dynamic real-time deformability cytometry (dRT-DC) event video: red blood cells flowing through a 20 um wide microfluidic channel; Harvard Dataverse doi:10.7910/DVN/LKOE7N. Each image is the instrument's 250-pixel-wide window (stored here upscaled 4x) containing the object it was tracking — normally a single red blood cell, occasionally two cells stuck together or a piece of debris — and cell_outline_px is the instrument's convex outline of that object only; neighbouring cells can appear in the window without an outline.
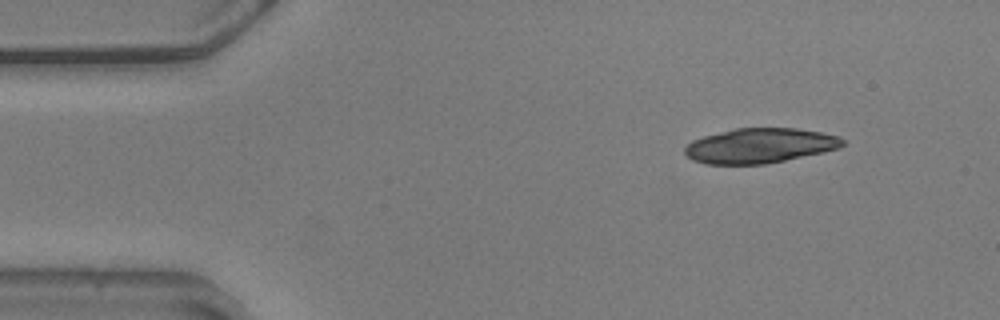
{"species": "common noctule bat (a hibernating species)", "species_latin": "Nyctalus noctula", "temperature_condition": "warm", "stored_images_in_passage": 7, "camera_frame_rate_fps": 3000, "um_per_image_px": 0.085, "animal": {"sex": "male", "body_mass_g": 20.5, "forearm_length_mm": 52.5}, "frame": {"image": 1, "passage_image": 1, "time_ms": 0.0, "image_size_px": [1000, 320], "cell_outline_px": [[844, 144], [840, 148], [824, 152], [764, 164], [708, 164], [692, 160], [684, 152], [684, 148], [692, 140], [704, 136], [736, 128], [796, 128], [820, 132], [840, 136], [844, 140]], "centroid_in_image_um": [64.6, 12.38], "position_along_channel_um": 20.4, "area_um2": 31.96}}